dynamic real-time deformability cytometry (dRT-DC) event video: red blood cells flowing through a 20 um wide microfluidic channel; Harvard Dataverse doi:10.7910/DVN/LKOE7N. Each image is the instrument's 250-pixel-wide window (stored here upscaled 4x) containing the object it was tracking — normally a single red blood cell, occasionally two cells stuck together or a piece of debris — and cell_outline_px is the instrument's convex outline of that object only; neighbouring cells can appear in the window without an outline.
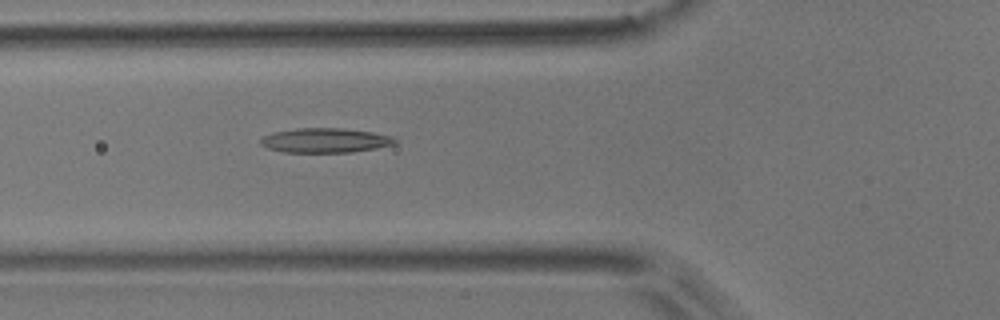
{"species": "common noctule bat (a hibernating species)", "species_latin": "Nyctalus noctula", "temperature_condition": "room temperature", "stored_images_in_passage": 3, "camera_frame_rate_fps": 3000, "um_per_image_px": 0.085, "animal": {"sex": "male", "body_mass_g": 17.9}, "frame": {"image": 1, "passage_image": 3, "time_ms": 0.667, "image_size_px": [1000, 320], "cell_outline_px": [[396, 144], [376, 148], [352, 152], [284, 152], [268, 148], [260, 144], [260, 140], [264, 136], [276, 132], [296, 128], [344, 128], [372, 132], [392, 136], [396, 140]], "centroid_in_image_um": [27.67, 11.93], "position_along_channel_um": 98.1, "area_um2": 19.13}}